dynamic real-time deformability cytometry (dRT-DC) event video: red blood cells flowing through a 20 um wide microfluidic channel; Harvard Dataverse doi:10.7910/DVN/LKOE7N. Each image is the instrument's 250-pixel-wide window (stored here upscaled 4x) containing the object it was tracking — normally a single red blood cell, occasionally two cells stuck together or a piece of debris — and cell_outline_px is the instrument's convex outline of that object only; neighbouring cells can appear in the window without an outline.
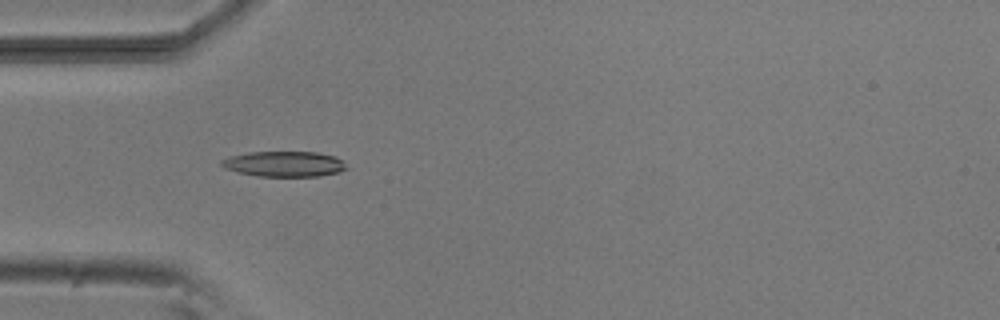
{"species": "common noctule bat (a hibernating species)", "species_latin": "Nyctalus noctula", "temperature_condition": "room temperature", "stored_images_in_passage": 8, "camera_frame_rate_fps": 3000, "um_per_image_px": 0.085, "animal": {"sex": "male", "body_mass_g": 20.5, "forearm_length_mm": 52.5}, "frame": {"image": 1, "passage_image": 4, "time_ms": 4.333, "image_size_px": [1000, 320], "cell_outline_px": [[348, 168], [340, 172], [320, 176], [256, 176], [236, 172], [224, 168], [220, 164], [220, 160], [232, 156], [248, 152], [316, 152], [336, 156], [344, 160]], "centroid_in_image_um": [24.19, 13.94], "position_along_channel_um": 60.8, "area_um2": 18.73}}
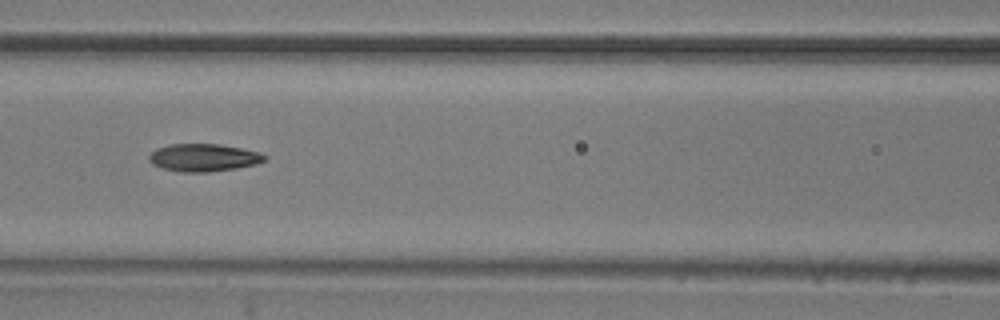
{"frame": {"image": 2, "passage_image": 6, "time_ms": 6.667, "image_size_px": [1000, 320], "cell_outline_px": [[268, 156], [264, 160], [256, 164], [236, 168], [208, 172], [180, 172], [164, 168], [152, 164], [148, 160], [148, 156], [156, 148], [168, 144], [216, 144], [240, 148], [260, 152]], "centroid_in_image_um": [17.28, 13.39], "position_along_channel_um": 149.3, "area_um2": 18.55}}
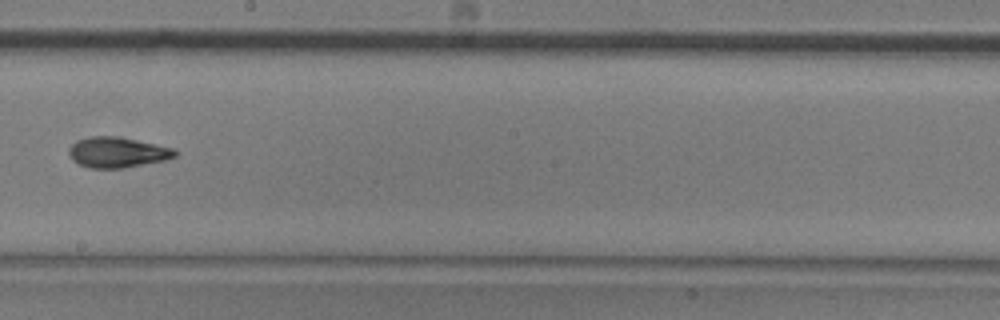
{"frame": {"image": 3, "passage_image": 8, "time_ms": 9.0, "image_size_px": [1000, 320], "cell_outline_px": [[176, 156], [164, 160], [124, 168], [88, 168], [72, 160], [68, 152], [68, 148], [76, 140], [92, 136], [116, 136], [136, 140], [172, 148], [176, 152]], "centroid_in_image_um": [9.92, 12.95], "position_along_channel_um": 238.3, "area_um2": 18.67}}